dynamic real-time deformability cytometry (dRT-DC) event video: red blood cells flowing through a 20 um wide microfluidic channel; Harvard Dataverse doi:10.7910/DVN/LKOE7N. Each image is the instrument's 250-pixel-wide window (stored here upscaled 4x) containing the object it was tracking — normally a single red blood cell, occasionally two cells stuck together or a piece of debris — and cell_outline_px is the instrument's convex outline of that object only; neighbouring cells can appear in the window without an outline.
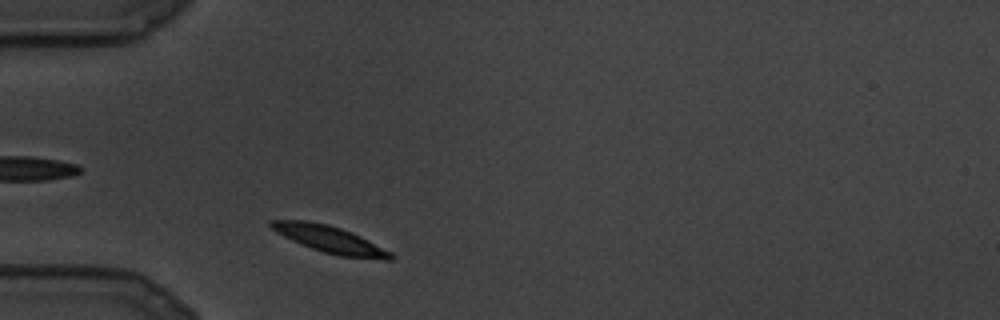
{"species": "common noctule bat (a hibernating species)", "species_latin": "Nyctalus noctula", "temperature_condition": "cold", "stored_images_in_passage": 3, "camera_frame_rate_fps": 3000, "um_per_image_px": 0.085, "animal": {"sex": "male", "body_mass_g": 19.5, "forearm_length_mm": 54.6}, "frame": {"image": 1, "passage_image": 1, "time_ms": 0.0, "image_size_px": [1000, 320], "cell_outline_px": [[396, 256], [392, 260], [384, 260], [340, 256], [324, 252], [312, 248], [284, 236], [276, 232], [268, 224], [268, 220], [308, 220], [328, 224], [352, 232], [392, 252]], "centroid_in_image_um": [28.08, 20.35], "position_along_channel_um": 56.9, "area_um2": 18.73}}
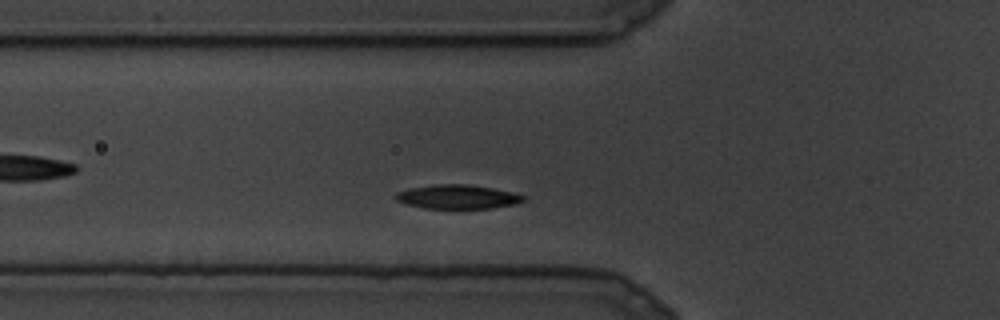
{"frame": {"image": 2, "passage_image": 3, "time_ms": 0.667, "image_size_px": [1000, 320], "cell_outline_px": [[528, 196], [524, 200], [516, 204], [492, 208], [424, 208], [408, 204], [396, 200], [392, 196], [396, 192], [408, 188], [432, 184], [468, 184], [492, 188], [512, 192]], "centroid_in_image_um": [38.88, 16.72], "position_along_channel_um": 86.9, "area_um2": 18.03}}